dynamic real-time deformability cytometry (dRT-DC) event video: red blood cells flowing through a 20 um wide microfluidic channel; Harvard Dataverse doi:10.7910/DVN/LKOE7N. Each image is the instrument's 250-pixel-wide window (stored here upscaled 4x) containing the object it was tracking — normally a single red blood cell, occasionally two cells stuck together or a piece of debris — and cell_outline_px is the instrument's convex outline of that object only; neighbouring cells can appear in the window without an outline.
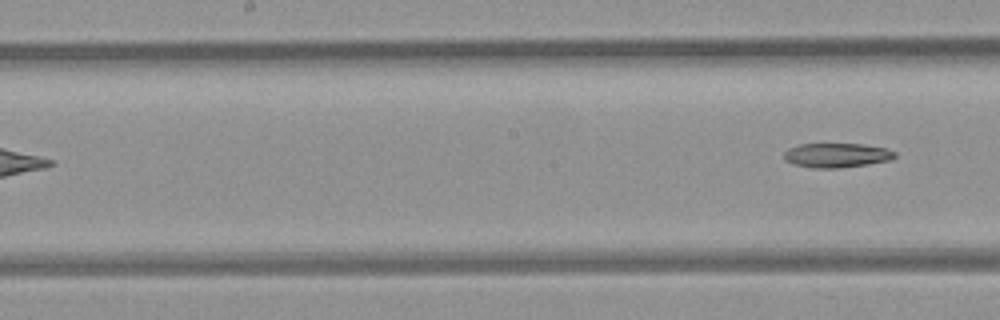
{"species": "common noctule bat (a hibernating species)", "species_latin": "Nyctalus noctula", "temperature_condition": "room temperature", "stored_images_in_passage": 6, "segment_of_instrument_passage": [2, 2], "camera_frame_rate_fps": 3000, "um_per_image_px": 0.085, "animal": {"sex": "female", "body_mass_g": 21.9}, "frame": {"image": 1, "passage_image": 6, "time_ms": 6.667, "image_size_px": [1000, 320], "cell_outline_px": [[896, 156], [892, 160], [868, 164], [840, 168], [812, 168], [792, 164], [784, 160], [784, 152], [788, 148], [800, 144], [864, 144], [884, 148], [896, 152]], "centroid_in_image_um": [71.1, 13.2], "position_along_channel_um": 177.1, "area_um2": 15.9}}